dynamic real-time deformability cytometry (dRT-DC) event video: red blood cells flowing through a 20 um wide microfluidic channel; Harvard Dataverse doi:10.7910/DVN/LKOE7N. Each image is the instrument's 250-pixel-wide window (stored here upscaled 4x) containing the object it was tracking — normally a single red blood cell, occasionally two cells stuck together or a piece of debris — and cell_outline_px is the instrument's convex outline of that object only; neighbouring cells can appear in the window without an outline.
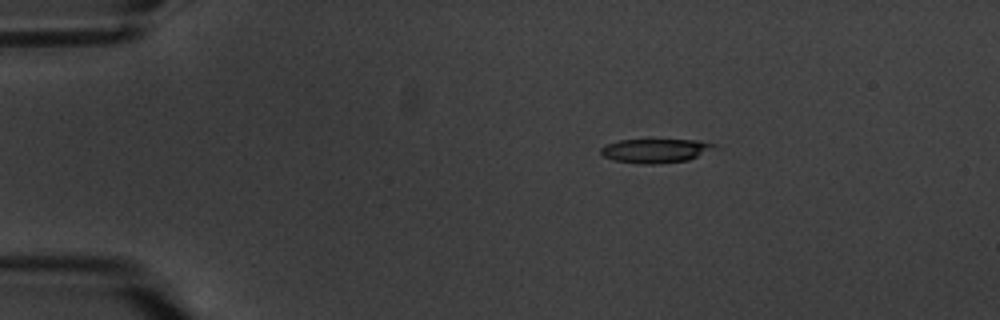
{"species": "common noctule bat (a hibernating species)", "species_latin": "Nyctalus noctula", "temperature_condition": "warm", "stored_images_in_passage": 6, "camera_frame_rate_fps": 3000, "um_per_image_px": 0.085, "animal": {"sex": "male", "body_mass_g": 20.1, "forearm_length_mm": 53.5}, "frame": {"image": 1, "passage_image": 3, "time_ms": 2.333, "image_size_px": [1000, 320], "cell_outline_px": [[720, 148], [688, 160], [652, 164], [644, 164], [612, 160], [604, 156], [600, 152], [600, 148], [608, 144], [620, 140], [700, 140], [716, 144]], "centroid_in_image_um": [55.79, 12.81], "position_along_channel_um": 29.2, "area_um2": 15.95}}
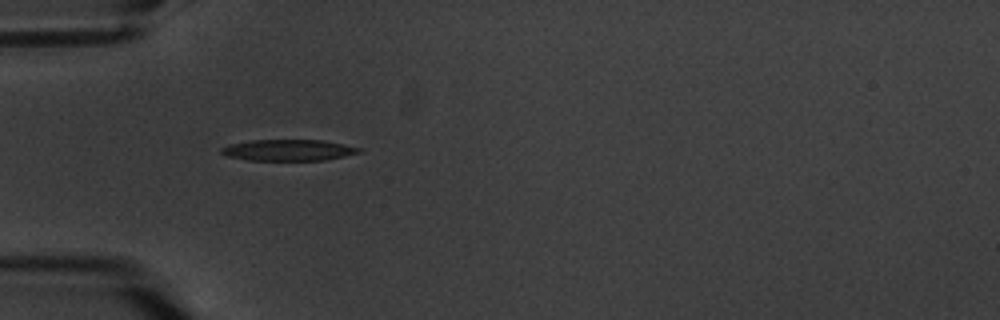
{"frame": {"image": 2, "passage_image": 5, "time_ms": 5.0, "image_size_px": [1000, 320], "cell_outline_px": [[364, 148], [360, 152], [344, 156], [324, 160], [248, 160], [228, 156], [220, 152], [220, 148], [228, 144], [252, 140], [324, 140]], "centroid_in_image_um": [24.52, 12.75], "position_along_channel_um": 60.5, "area_um2": 17.05}}